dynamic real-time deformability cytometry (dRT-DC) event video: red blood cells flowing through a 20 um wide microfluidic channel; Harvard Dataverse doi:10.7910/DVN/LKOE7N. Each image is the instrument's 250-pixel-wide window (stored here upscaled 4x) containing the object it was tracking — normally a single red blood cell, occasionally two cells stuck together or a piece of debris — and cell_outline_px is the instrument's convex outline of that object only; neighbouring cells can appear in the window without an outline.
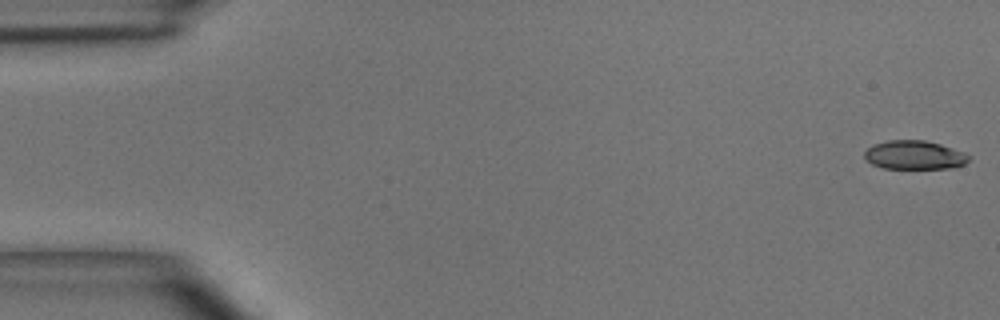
{"species": "common noctule bat (a hibernating species)", "species_latin": "Nyctalus noctula", "temperature_condition": "room temperature", "stored_images_in_passage": 49, "camera_frame_rate_fps": 3000, "um_per_image_px": 0.085, "animal": {"sex": "male", "body_mass_g": 15.6}, "frame": {"image": 1, "passage_image": 1, "time_ms": 0.0, "image_size_px": [1000, 320], "cell_outline_px": [[968, 160], [964, 164], [952, 168], [884, 168], [872, 164], [864, 156], [864, 152], [872, 144], [888, 140], [924, 140], [940, 144], [964, 152], [968, 156]], "centroid_in_image_um": [77.7, 13.17], "position_along_channel_um": 7.3, "area_um2": 17.34}}
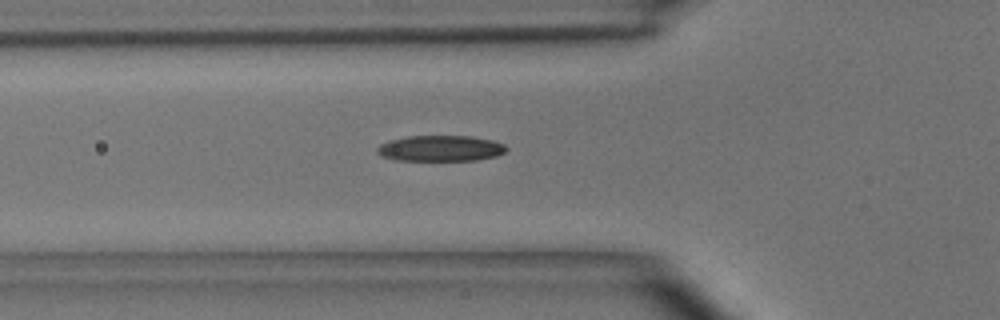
{"frame": {"image": 2, "passage_image": 17, "time_ms": 5.333, "image_size_px": [1000, 320], "cell_outline_px": [[508, 148], [504, 152], [496, 156], [476, 160], [392, 160], [380, 156], [376, 152], [376, 148], [380, 144], [388, 140], [408, 136], [472, 136], [492, 140], [504, 144]], "centroid_in_image_um": [37.4, 12.61], "position_along_channel_um": 88.4, "area_um2": 19.59}}
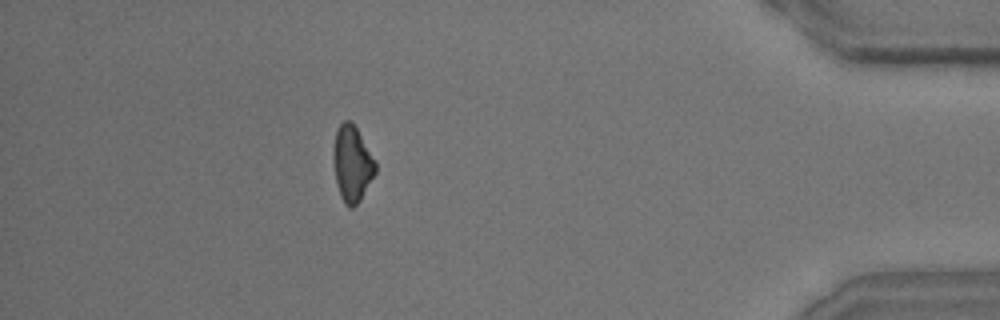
{"frame": {"image": 3, "passage_image": 44, "time_ms": 14.333, "image_size_px": [1000, 320], "cell_outline_px": [[376, 172], [360, 200], [352, 208], [348, 208], [344, 204], [340, 196], [336, 184], [332, 156], [332, 148], [336, 132], [340, 124], [344, 120], [348, 120], [356, 128], [376, 160]], "centroid_in_image_um": [29.91, 13.94], "position_along_channel_um": 405.3, "area_um2": 18.73}}